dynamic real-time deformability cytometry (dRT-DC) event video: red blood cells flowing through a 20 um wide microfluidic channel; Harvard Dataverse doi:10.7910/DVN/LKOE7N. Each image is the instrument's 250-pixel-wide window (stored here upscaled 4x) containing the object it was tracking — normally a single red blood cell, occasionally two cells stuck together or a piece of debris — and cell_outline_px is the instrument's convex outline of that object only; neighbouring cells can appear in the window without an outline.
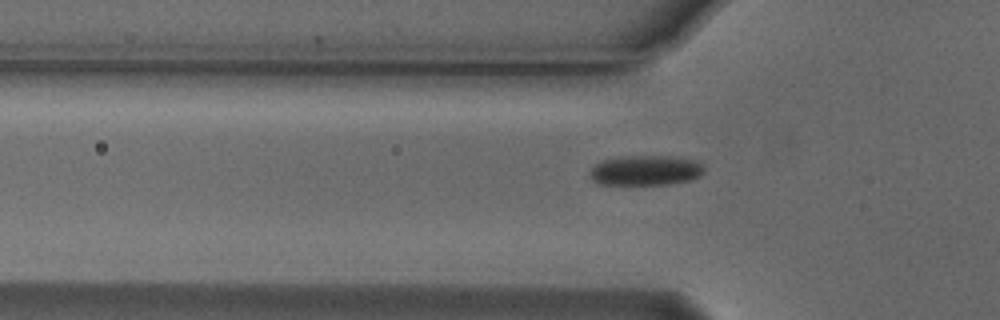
{"species": "Egyptian fruit bat (a non-hibernating species)", "species_latin": "Rousettus aegyptiacus", "temperature_condition": "cold", "stored_images_in_passage": 31, "camera_frame_rate_fps": 3000, "um_per_image_px": 0.085, "animal": {"sex": "male"}, "frame": {"image": 1, "passage_image": 2, "time_ms": 0.333, "image_size_px": [1000, 320], "cell_outline_px": [[704, 172], [700, 176], [692, 180], [668, 184], [600, 184], [592, 180], [588, 176], [588, 172], [596, 164], [604, 160], [624, 156], [672, 156], [692, 160], [700, 164], [704, 168]], "centroid_in_image_um": [54.86, 14.49], "position_along_channel_um": 70.9, "area_um2": 19.94}}
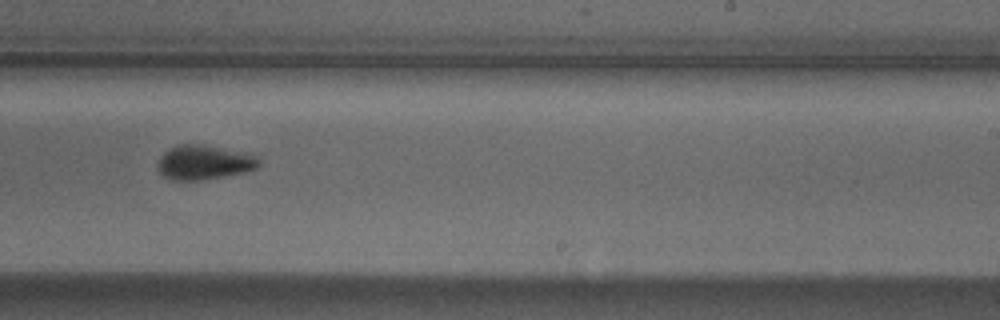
{"frame": {"image": 2, "passage_image": 18, "time_ms": 5.667, "image_size_px": [1000, 320], "cell_outline_px": [[260, 164], [256, 168], [244, 172], [224, 176], [200, 180], [172, 180], [164, 176], [160, 172], [156, 164], [160, 156], [168, 148], [180, 144], [200, 144], [252, 152], [260, 160]], "centroid_in_image_um": [17.36, 13.78], "position_along_channel_um": 271.6, "area_um2": 20.63}}
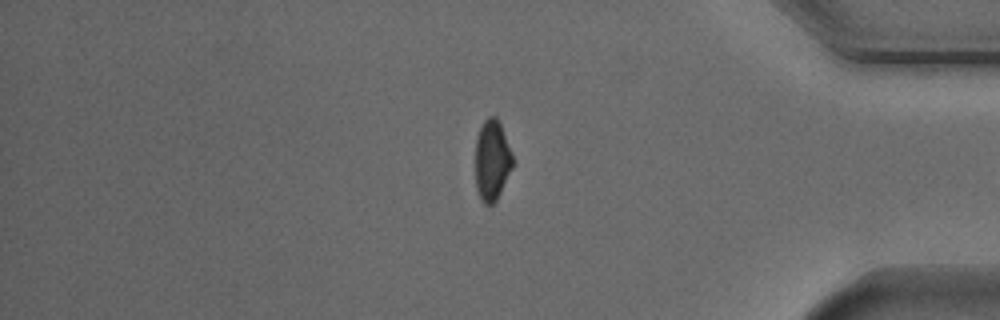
{"frame": {"image": 3, "passage_image": 30, "time_ms": 9.667, "image_size_px": [1000, 320], "cell_outline_px": [[512, 168], [496, 200], [492, 204], [484, 204], [480, 200], [476, 188], [476, 140], [480, 128], [484, 120], [488, 116], [496, 116], [500, 124], [512, 152]], "centroid_in_image_um": [41.81, 13.62], "position_along_channel_um": 393.4, "area_um2": 17.34}}